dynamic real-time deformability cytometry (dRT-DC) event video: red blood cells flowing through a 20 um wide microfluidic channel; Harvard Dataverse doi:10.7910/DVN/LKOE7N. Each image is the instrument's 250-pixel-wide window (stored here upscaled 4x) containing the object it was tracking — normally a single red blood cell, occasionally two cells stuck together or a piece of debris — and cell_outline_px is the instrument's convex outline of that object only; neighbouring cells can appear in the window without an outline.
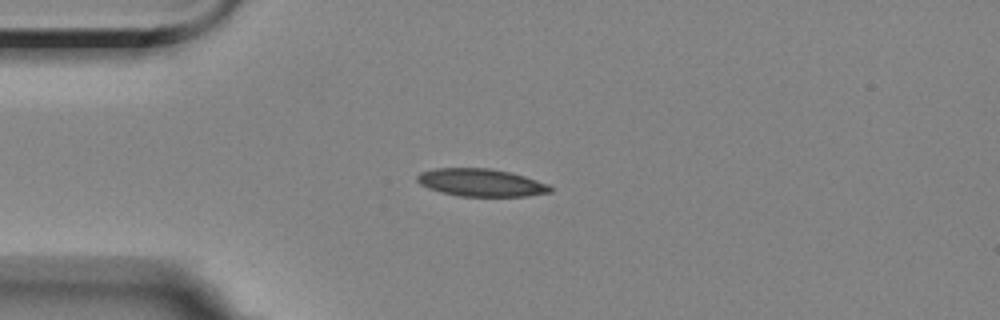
{"species": "Egyptian fruit bat (a non-hibernating species)", "species_latin": "Rousettus aegyptiacus", "temperature_condition": "room temperature", "stored_images_in_passage": 43, "camera_frame_rate_fps": 3000, "um_per_image_px": 0.085, "animal": {"sex": "female"}, "frame": {"image": 1, "passage_image": 1, "time_ms": 0.0, "image_size_px": [1000, 320], "cell_outline_px": [[552, 192], [528, 196], [460, 196], [440, 192], [428, 188], [420, 184], [416, 180], [416, 176], [420, 172], [436, 168], [488, 168], [512, 172], [548, 184], [552, 188]], "centroid_in_image_um": [40.87, 15.52], "position_along_channel_um": 44.1, "area_um2": 21.5}}
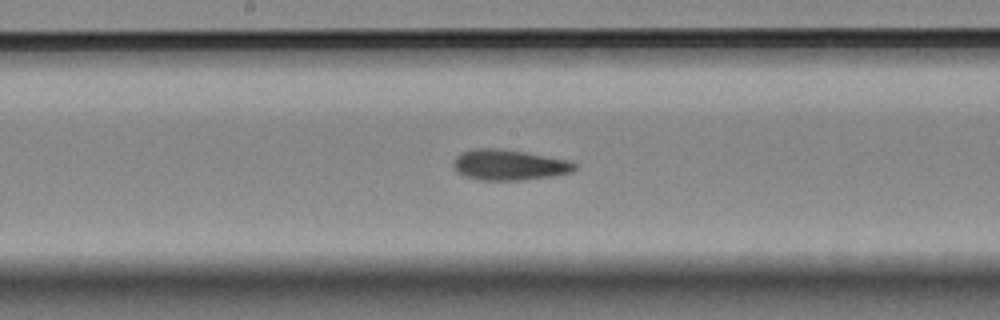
{"frame": {"image": 2, "passage_image": 16, "time_ms": 5.0, "image_size_px": [1000, 320], "cell_outline_px": [[576, 168], [572, 172], [552, 176], [520, 180], [476, 180], [464, 176], [456, 172], [452, 168], [452, 160], [460, 152], [472, 148], [500, 148], [524, 152], [568, 160], [576, 164]], "centroid_in_image_um": [43.18, 14.01], "position_along_channel_um": 205.0, "area_um2": 21.91}}
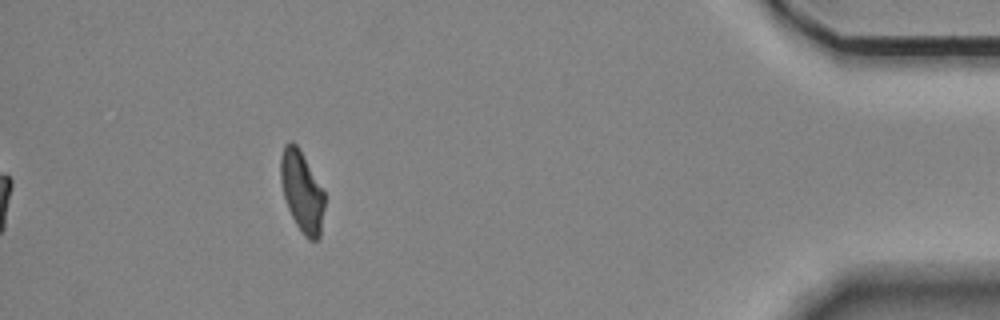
{"frame": {"image": 3, "passage_image": 38, "time_ms": 12.333, "image_size_px": [1000, 320], "cell_outline_px": [[324, 208], [320, 236], [316, 240], [308, 240], [304, 236], [296, 224], [288, 208], [284, 196], [280, 180], [280, 156], [284, 144], [288, 140], [292, 140], [296, 144], [324, 192]], "centroid_in_image_um": [25.63, 16.27], "position_along_channel_um": 409.6, "area_um2": 20.52}, "authors_computed_cell_mechanics": {"area_um2": 21.4438, "velocity_mm_per_s": 3.5532, "shape_relaxation_time_tau1_ms": 6.67, "shape_relaxation_time_tau2_ms": 1.1272, "deformation_change_tau1": 0.1803, "deformation_change_tau2": 0.0822}}